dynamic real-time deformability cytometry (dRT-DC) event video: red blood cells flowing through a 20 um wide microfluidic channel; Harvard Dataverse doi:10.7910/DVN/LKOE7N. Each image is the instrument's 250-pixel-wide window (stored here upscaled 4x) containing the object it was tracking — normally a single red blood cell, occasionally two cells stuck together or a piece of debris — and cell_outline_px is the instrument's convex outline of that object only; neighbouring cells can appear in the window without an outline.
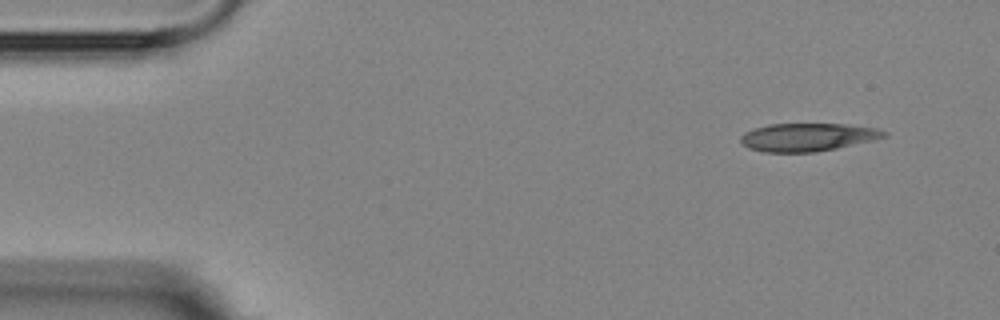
{"species": "Egyptian fruit bat (a non-hibernating species)", "species_latin": "Rousettus aegyptiacus", "temperature_condition": "room temperature", "stored_images_in_passage": 3, "camera_frame_rate_fps": 3000, "um_per_image_px": 0.085, "animal": {"sex": "female"}, "frame": {"image": 1, "passage_image": 1, "time_ms": 0.0, "image_size_px": [1000, 320], "cell_outline_px": [[888, 136], [872, 140], [836, 148], [816, 152], [764, 152], [748, 148], [740, 140], [740, 136], [744, 132], [768, 124], [848, 124], [876, 128], [888, 132]], "centroid_in_image_um": [68.65, 11.65], "position_along_channel_um": 16.3, "area_um2": 23.35}}
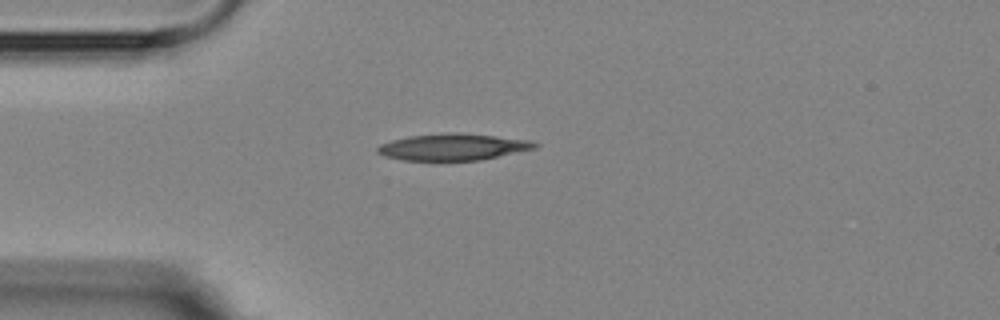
{"frame": {"image": 2, "passage_image": 3, "time_ms": 3.0, "image_size_px": [1000, 320], "cell_outline_px": [[540, 144], [536, 148], [480, 160], [404, 160], [384, 156], [376, 152], [376, 148], [380, 144], [392, 140], [408, 136], [448, 132], [456, 132], [532, 140]], "centroid_in_image_um": [38.5, 12.48], "position_along_channel_um": 46.5, "area_um2": 24.39}}